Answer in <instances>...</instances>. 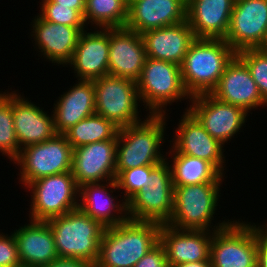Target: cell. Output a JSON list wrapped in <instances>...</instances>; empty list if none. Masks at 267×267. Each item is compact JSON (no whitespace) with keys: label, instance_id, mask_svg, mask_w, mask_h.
Masks as SVG:
<instances>
[{"label":"cell","instance_id":"1","mask_svg":"<svg viewBox=\"0 0 267 267\" xmlns=\"http://www.w3.org/2000/svg\"><path fill=\"white\" fill-rule=\"evenodd\" d=\"M161 223L135 221L106 227L94 267H134L159 242Z\"/></svg>","mask_w":267,"mask_h":267},{"label":"cell","instance_id":"2","mask_svg":"<svg viewBox=\"0 0 267 267\" xmlns=\"http://www.w3.org/2000/svg\"><path fill=\"white\" fill-rule=\"evenodd\" d=\"M237 53L224 39L196 38L180 65L189 95L211 93Z\"/></svg>","mask_w":267,"mask_h":267},{"label":"cell","instance_id":"3","mask_svg":"<svg viewBox=\"0 0 267 267\" xmlns=\"http://www.w3.org/2000/svg\"><path fill=\"white\" fill-rule=\"evenodd\" d=\"M165 115L147 114L143 121L118 129L116 175L121 170L158 165L167 159L160 152L165 140Z\"/></svg>","mask_w":267,"mask_h":267},{"label":"cell","instance_id":"4","mask_svg":"<svg viewBox=\"0 0 267 267\" xmlns=\"http://www.w3.org/2000/svg\"><path fill=\"white\" fill-rule=\"evenodd\" d=\"M60 258L83 259L95 265L105 227L79 208L47 220Z\"/></svg>","mask_w":267,"mask_h":267},{"label":"cell","instance_id":"5","mask_svg":"<svg viewBox=\"0 0 267 267\" xmlns=\"http://www.w3.org/2000/svg\"><path fill=\"white\" fill-rule=\"evenodd\" d=\"M221 184L200 183L174 186L173 212L166 224L180 230L207 231L219 230L228 225L229 219L227 222L225 220L218 222L217 226L211 225L218 206Z\"/></svg>","mask_w":267,"mask_h":267},{"label":"cell","instance_id":"6","mask_svg":"<svg viewBox=\"0 0 267 267\" xmlns=\"http://www.w3.org/2000/svg\"><path fill=\"white\" fill-rule=\"evenodd\" d=\"M136 84L140 100L149 114H165L168 104L191 99L183 84L180 65L169 61L147 57Z\"/></svg>","mask_w":267,"mask_h":267},{"label":"cell","instance_id":"7","mask_svg":"<svg viewBox=\"0 0 267 267\" xmlns=\"http://www.w3.org/2000/svg\"><path fill=\"white\" fill-rule=\"evenodd\" d=\"M26 187L33 194L31 220L47 221L78 209L79 186L71 171L37 179Z\"/></svg>","mask_w":267,"mask_h":267},{"label":"cell","instance_id":"8","mask_svg":"<svg viewBox=\"0 0 267 267\" xmlns=\"http://www.w3.org/2000/svg\"><path fill=\"white\" fill-rule=\"evenodd\" d=\"M93 81L96 114L108 119L118 128L142 120L138 112V101L140 103L141 100L136 82L109 74Z\"/></svg>","mask_w":267,"mask_h":267},{"label":"cell","instance_id":"9","mask_svg":"<svg viewBox=\"0 0 267 267\" xmlns=\"http://www.w3.org/2000/svg\"><path fill=\"white\" fill-rule=\"evenodd\" d=\"M72 160L73 147L63 134H57L53 139L24 147L13 162L20 166L19 180L26 187L37 179L70 172Z\"/></svg>","mask_w":267,"mask_h":267},{"label":"cell","instance_id":"10","mask_svg":"<svg viewBox=\"0 0 267 267\" xmlns=\"http://www.w3.org/2000/svg\"><path fill=\"white\" fill-rule=\"evenodd\" d=\"M209 258L212 267H257L256 224L233 220L215 230Z\"/></svg>","mask_w":267,"mask_h":267},{"label":"cell","instance_id":"11","mask_svg":"<svg viewBox=\"0 0 267 267\" xmlns=\"http://www.w3.org/2000/svg\"><path fill=\"white\" fill-rule=\"evenodd\" d=\"M167 159L152 169L151 182L128 203V217L135 221L166 224L173 212L174 185Z\"/></svg>","mask_w":267,"mask_h":267},{"label":"cell","instance_id":"12","mask_svg":"<svg viewBox=\"0 0 267 267\" xmlns=\"http://www.w3.org/2000/svg\"><path fill=\"white\" fill-rule=\"evenodd\" d=\"M190 101L187 110L222 145L241 130L249 115L241 107L220 101L210 93L192 96Z\"/></svg>","mask_w":267,"mask_h":267},{"label":"cell","instance_id":"13","mask_svg":"<svg viewBox=\"0 0 267 267\" xmlns=\"http://www.w3.org/2000/svg\"><path fill=\"white\" fill-rule=\"evenodd\" d=\"M267 31V0L234 2L225 41L238 51L258 48Z\"/></svg>","mask_w":267,"mask_h":267},{"label":"cell","instance_id":"14","mask_svg":"<svg viewBox=\"0 0 267 267\" xmlns=\"http://www.w3.org/2000/svg\"><path fill=\"white\" fill-rule=\"evenodd\" d=\"M117 140H106L73 149L72 174L80 187L85 183L116 179Z\"/></svg>","mask_w":267,"mask_h":267},{"label":"cell","instance_id":"15","mask_svg":"<svg viewBox=\"0 0 267 267\" xmlns=\"http://www.w3.org/2000/svg\"><path fill=\"white\" fill-rule=\"evenodd\" d=\"M142 35L123 28H109V75L137 82L146 60Z\"/></svg>","mask_w":267,"mask_h":267},{"label":"cell","instance_id":"16","mask_svg":"<svg viewBox=\"0 0 267 267\" xmlns=\"http://www.w3.org/2000/svg\"><path fill=\"white\" fill-rule=\"evenodd\" d=\"M210 94L220 101L241 107L246 112L267 106L249 68L237 55L227 65Z\"/></svg>","mask_w":267,"mask_h":267},{"label":"cell","instance_id":"17","mask_svg":"<svg viewBox=\"0 0 267 267\" xmlns=\"http://www.w3.org/2000/svg\"><path fill=\"white\" fill-rule=\"evenodd\" d=\"M186 109L181 116L173 147L178 153L204 159L224 174V145L211 137L197 119Z\"/></svg>","mask_w":267,"mask_h":267},{"label":"cell","instance_id":"18","mask_svg":"<svg viewBox=\"0 0 267 267\" xmlns=\"http://www.w3.org/2000/svg\"><path fill=\"white\" fill-rule=\"evenodd\" d=\"M187 0H129L125 27L140 35L186 21Z\"/></svg>","mask_w":267,"mask_h":267},{"label":"cell","instance_id":"19","mask_svg":"<svg viewBox=\"0 0 267 267\" xmlns=\"http://www.w3.org/2000/svg\"><path fill=\"white\" fill-rule=\"evenodd\" d=\"M37 17V18H36ZM35 45L39 54L59 65H67L73 58L80 34L86 27H71L43 20L39 15L31 22Z\"/></svg>","mask_w":267,"mask_h":267},{"label":"cell","instance_id":"20","mask_svg":"<svg viewBox=\"0 0 267 267\" xmlns=\"http://www.w3.org/2000/svg\"><path fill=\"white\" fill-rule=\"evenodd\" d=\"M72 65L78 80H94L109 72V28L93 32L84 30L74 50Z\"/></svg>","mask_w":267,"mask_h":267},{"label":"cell","instance_id":"21","mask_svg":"<svg viewBox=\"0 0 267 267\" xmlns=\"http://www.w3.org/2000/svg\"><path fill=\"white\" fill-rule=\"evenodd\" d=\"M108 188L109 190L113 188V190L109 192ZM117 189L119 188L115 179L108 180L105 184H101V182L82 184L79 187L80 202L78 208L100 222L105 228L124 223L129 219L127 216L128 205L124 200L123 202L118 201L116 196L117 202L114 203L115 198L112 193Z\"/></svg>","mask_w":267,"mask_h":267},{"label":"cell","instance_id":"22","mask_svg":"<svg viewBox=\"0 0 267 267\" xmlns=\"http://www.w3.org/2000/svg\"><path fill=\"white\" fill-rule=\"evenodd\" d=\"M214 231L180 230L161 224L159 242L166 251L169 267L175 264L208 260Z\"/></svg>","mask_w":267,"mask_h":267},{"label":"cell","instance_id":"23","mask_svg":"<svg viewBox=\"0 0 267 267\" xmlns=\"http://www.w3.org/2000/svg\"><path fill=\"white\" fill-rule=\"evenodd\" d=\"M16 91H12V113L15 133L20 150L32 144H39L53 139L58 133L51 116L42 108Z\"/></svg>","mask_w":267,"mask_h":267},{"label":"cell","instance_id":"24","mask_svg":"<svg viewBox=\"0 0 267 267\" xmlns=\"http://www.w3.org/2000/svg\"><path fill=\"white\" fill-rule=\"evenodd\" d=\"M234 0H187L186 20L196 38L225 39Z\"/></svg>","mask_w":267,"mask_h":267},{"label":"cell","instance_id":"25","mask_svg":"<svg viewBox=\"0 0 267 267\" xmlns=\"http://www.w3.org/2000/svg\"><path fill=\"white\" fill-rule=\"evenodd\" d=\"M142 35L146 57L181 65L191 43L196 39L188 21L149 30Z\"/></svg>","mask_w":267,"mask_h":267},{"label":"cell","instance_id":"26","mask_svg":"<svg viewBox=\"0 0 267 267\" xmlns=\"http://www.w3.org/2000/svg\"><path fill=\"white\" fill-rule=\"evenodd\" d=\"M21 266L42 267L59 258L47 221L31 220L13 233Z\"/></svg>","mask_w":267,"mask_h":267},{"label":"cell","instance_id":"27","mask_svg":"<svg viewBox=\"0 0 267 267\" xmlns=\"http://www.w3.org/2000/svg\"><path fill=\"white\" fill-rule=\"evenodd\" d=\"M56 101L53 112L58 134H63L81 120L95 114V89L93 80H78Z\"/></svg>","mask_w":267,"mask_h":267},{"label":"cell","instance_id":"28","mask_svg":"<svg viewBox=\"0 0 267 267\" xmlns=\"http://www.w3.org/2000/svg\"><path fill=\"white\" fill-rule=\"evenodd\" d=\"M170 164L174 186L195 185L200 183H222V175L210 162L178 153L170 149ZM172 165V166H171Z\"/></svg>","mask_w":267,"mask_h":267},{"label":"cell","instance_id":"29","mask_svg":"<svg viewBox=\"0 0 267 267\" xmlns=\"http://www.w3.org/2000/svg\"><path fill=\"white\" fill-rule=\"evenodd\" d=\"M118 127L104 117L93 114L63 133L73 149L106 140H117Z\"/></svg>","mask_w":267,"mask_h":267},{"label":"cell","instance_id":"30","mask_svg":"<svg viewBox=\"0 0 267 267\" xmlns=\"http://www.w3.org/2000/svg\"><path fill=\"white\" fill-rule=\"evenodd\" d=\"M83 17L86 26L96 24L94 29L123 28L128 19V1L86 0Z\"/></svg>","mask_w":267,"mask_h":267},{"label":"cell","instance_id":"31","mask_svg":"<svg viewBox=\"0 0 267 267\" xmlns=\"http://www.w3.org/2000/svg\"><path fill=\"white\" fill-rule=\"evenodd\" d=\"M0 151L11 161L20 154L13 121L12 92L9 91L0 93Z\"/></svg>","mask_w":267,"mask_h":267},{"label":"cell","instance_id":"32","mask_svg":"<svg viewBox=\"0 0 267 267\" xmlns=\"http://www.w3.org/2000/svg\"><path fill=\"white\" fill-rule=\"evenodd\" d=\"M156 165L140 166L132 169L121 170L116 175L118 188L123 189L124 198L121 201L129 202L143 187L148 186V182L153 180L152 169Z\"/></svg>","mask_w":267,"mask_h":267},{"label":"cell","instance_id":"33","mask_svg":"<svg viewBox=\"0 0 267 267\" xmlns=\"http://www.w3.org/2000/svg\"><path fill=\"white\" fill-rule=\"evenodd\" d=\"M237 56L249 68L262 98L267 102V53L258 48H249L238 51Z\"/></svg>","mask_w":267,"mask_h":267},{"label":"cell","instance_id":"34","mask_svg":"<svg viewBox=\"0 0 267 267\" xmlns=\"http://www.w3.org/2000/svg\"><path fill=\"white\" fill-rule=\"evenodd\" d=\"M40 5L42 6L39 16L43 20L71 27H86L84 17L78 10L59 6V4L53 3L51 0H42Z\"/></svg>","mask_w":267,"mask_h":267},{"label":"cell","instance_id":"35","mask_svg":"<svg viewBox=\"0 0 267 267\" xmlns=\"http://www.w3.org/2000/svg\"><path fill=\"white\" fill-rule=\"evenodd\" d=\"M2 234L0 233V267H21L13 233Z\"/></svg>","mask_w":267,"mask_h":267},{"label":"cell","instance_id":"36","mask_svg":"<svg viewBox=\"0 0 267 267\" xmlns=\"http://www.w3.org/2000/svg\"><path fill=\"white\" fill-rule=\"evenodd\" d=\"M134 267H169L164 247L158 242Z\"/></svg>","mask_w":267,"mask_h":267},{"label":"cell","instance_id":"37","mask_svg":"<svg viewBox=\"0 0 267 267\" xmlns=\"http://www.w3.org/2000/svg\"><path fill=\"white\" fill-rule=\"evenodd\" d=\"M261 226H256L257 267H267V224Z\"/></svg>","mask_w":267,"mask_h":267},{"label":"cell","instance_id":"38","mask_svg":"<svg viewBox=\"0 0 267 267\" xmlns=\"http://www.w3.org/2000/svg\"><path fill=\"white\" fill-rule=\"evenodd\" d=\"M42 267H94L90 262L77 258H57Z\"/></svg>","mask_w":267,"mask_h":267},{"label":"cell","instance_id":"39","mask_svg":"<svg viewBox=\"0 0 267 267\" xmlns=\"http://www.w3.org/2000/svg\"><path fill=\"white\" fill-rule=\"evenodd\" d=\"M53 3L59 4V6L70 7L71 9L78 10L84 15L85 1L86 0H51Z\"/></svg>","mask_w":267,"mask_h":267},{"label":"cell","instance_id":"40","mask_svg":"<svg viewBox=\"0 0 267 267\" xmlns=\"http://www.w3.org/2000/svg\"><path fill=\"white\" fill-rule=\"evenodd\" d=\"M171 267H212L210 258L208 260L186 262L172 265Z\"/></svg>","mask_w":267,"mask_h":267},{"label":"cell","instance_id":"41","mask_svg":"<svg viewBox=\"0 0 267 267\" xmlns=\"http://www.w3.org/2000/svg\"><path fill=\"white\" fill-rule=\"evenodd\" d=\"M258 49L267 53V31H266L265 37H264L261 45L258 47Z\"/></svg>","mask_w":267,"mask_h":267}]
</instances>
